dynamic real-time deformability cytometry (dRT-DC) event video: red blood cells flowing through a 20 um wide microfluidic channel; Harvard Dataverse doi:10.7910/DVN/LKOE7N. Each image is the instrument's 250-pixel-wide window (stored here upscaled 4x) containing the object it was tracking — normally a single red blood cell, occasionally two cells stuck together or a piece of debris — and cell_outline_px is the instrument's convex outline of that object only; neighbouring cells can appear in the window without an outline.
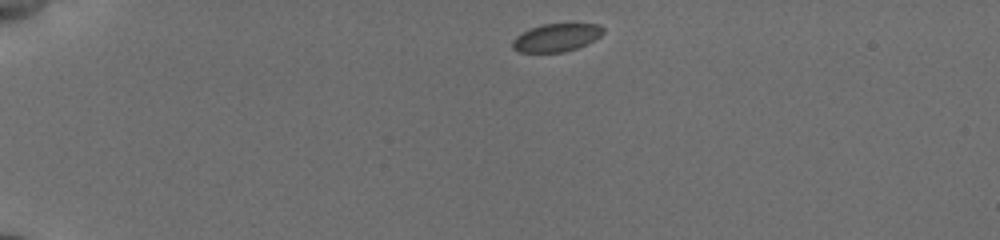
{"species": "common noctule bat (a hibernating species)", "species_latin": "Nyctalus noctula", "temperature_condition": "cold", "stored_images_in_passage": 43, "camera_frame_rate_fps": 3000, "um_per_image_px": 0.085, "animal": {"sex": "female", "body_mass_g": 19.5, "forearm_length_mm": 54.1}, "frame": {"image": 1, "passage_image": 1, "time_ms": 0.0, "image_size_px": [1000, 240], "cell_outline_px": [[604, 32], [600, 36], [576, 48], [564, 52], [520, 52], [512, 48], [512, 40], [516, 36], [532, 28], [544, 24], [596, 24], [604, 28]], "centroid_in_image_um": [47.27, 3.2], "position_along_channel_um": 37.7, "area_um2": 14.45}}
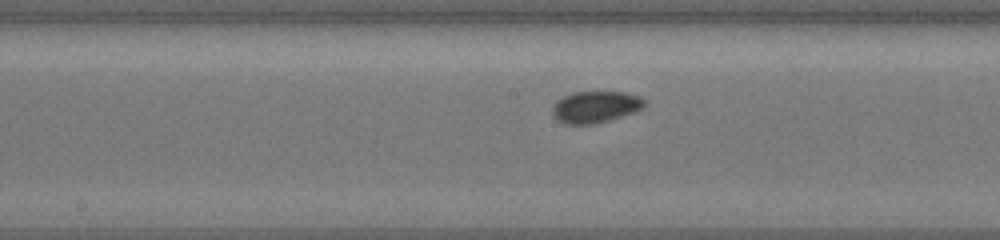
{"frame": {"image": 2, "passage_image": 19, "time_ms": 6.0, "image_size_px": [1000, 240], "cell_outline_px": [[648, 100], [640, 108], [632, 112], [596, 124], [564, 124], [552, 112], [552, 104], [556, 100], [572, 92], [624, 92], [640, 96]], "centroid_in_image_um": [50.59, 9.07], "position_along_channel_um": 197.6, "area_um2": 16.82}}
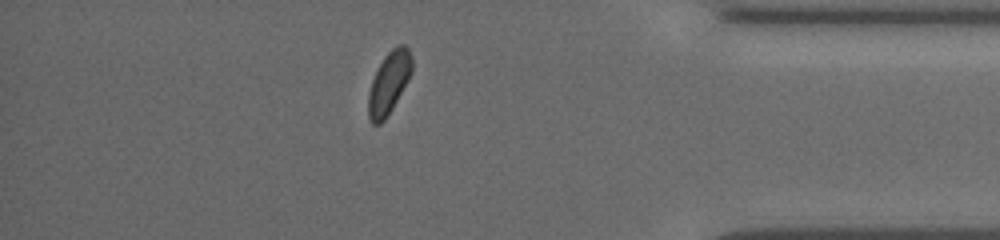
{"frame": {"image": 3, "passage_image": 37, "time_ms": 12.0, "image_size_px": [1000, 240], "cell_outline_px": [[412, 72], [408, 80], [392, 108], [384, 120], [380, 124], [372, 124], [368, 116], [368, 96], [372, 80], [384, 56], [396, 44], [404, 44], [408, 48], [412, 56]], "centroid_in_image_um": [33.07, 7.01], "position_along_channel_um": 402.1, "area_um2": 15.66}}